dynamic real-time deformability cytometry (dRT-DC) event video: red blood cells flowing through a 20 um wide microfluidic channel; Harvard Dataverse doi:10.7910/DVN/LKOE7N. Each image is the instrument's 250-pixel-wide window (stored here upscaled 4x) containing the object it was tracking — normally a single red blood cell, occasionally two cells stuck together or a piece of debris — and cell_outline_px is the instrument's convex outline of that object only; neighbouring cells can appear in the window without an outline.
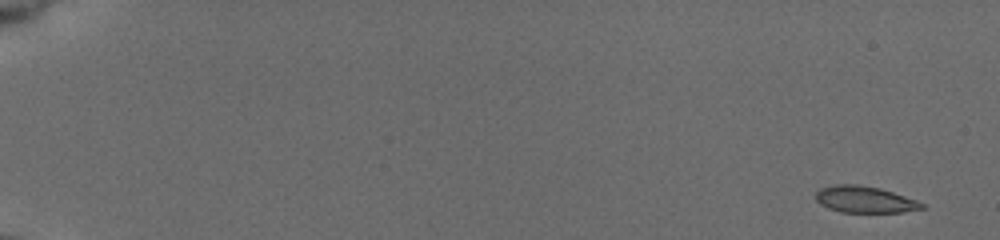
{"species": "common noctule bat (a hibernating species)", "species_latin": "Nyctalus noctula", "temperature_condition": "cold", "stored_images_in_passage": 10, "camera_frame_rate_fps": 3000, "um_per_image_px": 0.085, "animal": {"sex": "female", "body_mass_g": 19.5, "forearm_length_mm": 54.1}, "frame": {"image": 1, "passage_image": 1, "time_ms": 0.0, "image_size_px": [1000, 240], "cell_outline_px": [[924, 208], [904, 212], [840, 212], [828, 208], [820, 204], [816, 200], [816, 192], [820, 188], [836, 184], [856, 184], [880, 188], [916, 200], [924, 204]], "centroid_in_image_um": [73.47, 16.95], "position_along_channel_um": 11.5, "area_um2": 16.36}}
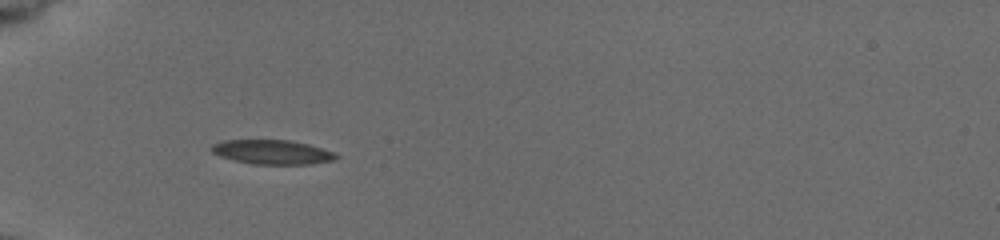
{"frame": {"image": 2, "passage_image": 9, "time_ms": 6.0, "image_size_px": [1000, 240], "cell_outline_px": [[340, 156], [336, 160], [312, 164], [252, 164], [220, 156], [212, 152], [212, 144], [224, 140], [288, 140], [308, 144], [332, 152]], "centroid_in_image_um": [23.16, 12.93], "position_along_channel_um": 61.8, "area_um2": 17.51}}